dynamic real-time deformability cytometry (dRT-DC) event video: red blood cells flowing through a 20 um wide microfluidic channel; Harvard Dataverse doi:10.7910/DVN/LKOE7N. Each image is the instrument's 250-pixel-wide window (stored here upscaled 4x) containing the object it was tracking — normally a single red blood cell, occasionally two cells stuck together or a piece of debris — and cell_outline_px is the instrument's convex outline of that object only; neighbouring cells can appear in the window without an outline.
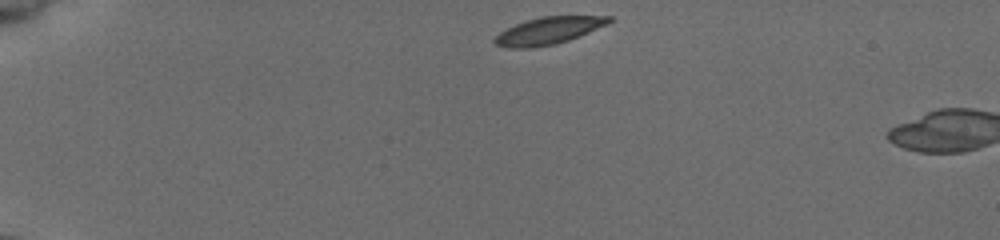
{"species": "common noctule bat (a hibernating species)", "species_latin": "Nyctalus noctula", "temperature_condition": "cold", "stored_images_in_passage": 42, "camera_frame_rate_fps": 3000, "um_per_image_px": 0.085, "animal": {"sex": "female", "body_mass_g": 19.5, "forearm_length_mm": 54.1}, "frame": {"image": 1, "passage_image": 1, "time_ms": 0.0, "image_size_px": [1000, 240], "cell_outline_px": [[612, 20], [608, 24], [568, 40], [556, 44], [532, 48], [508, 48], [496, 44], [492, 40], [500, 32], [516, 24], [540, 16], [612, 16]], "centroid_in_image_um": [46.62, 2.61], "position_along_channel_um": 38.4, "area_um2": 17.92}}
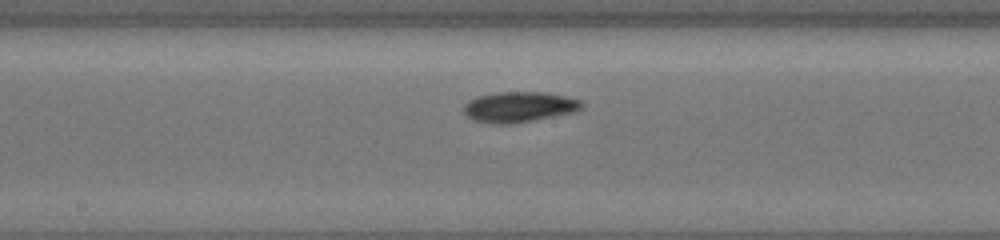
{"frame": {"image": 2, "passage_image": 19, "time_ms": 6.0, "image_size_px": [1000, 240], "cell_outline_px": [[584, 108], [576, 112], [516, 124], [496, 124], [472, 120], [464, 116], [464, 104], [468, 100], [476, 96], [500, 92], [544, 92], [564, 96], [580, 100], [584, 104]], "centroid_in_image_um": [44.12, 9.1], "position_along_channel_um": 204.1, "area_um2": 21.39}}
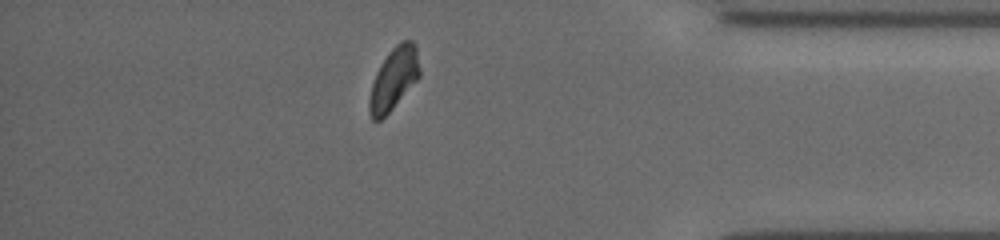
{"frame": {"image": 3, "passage_image": 36, "time_ms": 11.667, "image_size_px": [1000, 240], "cell_outline_px": [[420, 76], [392, 108], [380, 120], [372, 120], [368, 112], [368, 100], [372, 84], [376, 72], [380, 64], [388, 52], [400, 40], [412, 40], [416, 44], [420, 68]], "centroid_in_image_um": [33.46, 6.66], "position_along_channel_um": 401.7, "area_um2": 18.26}, "authors_computed_cell_mechanics": {"area_um2": 19.1607, "velocity_mm_per_s": 3.8857, "shape_relaxation_time_tau1_ms": 2.7049, "shape_relaxation_time_tau2_ms": 3.0261, "deformation_change_tau1": 0.1149, "deformation_change_tau2": 0.0645}}